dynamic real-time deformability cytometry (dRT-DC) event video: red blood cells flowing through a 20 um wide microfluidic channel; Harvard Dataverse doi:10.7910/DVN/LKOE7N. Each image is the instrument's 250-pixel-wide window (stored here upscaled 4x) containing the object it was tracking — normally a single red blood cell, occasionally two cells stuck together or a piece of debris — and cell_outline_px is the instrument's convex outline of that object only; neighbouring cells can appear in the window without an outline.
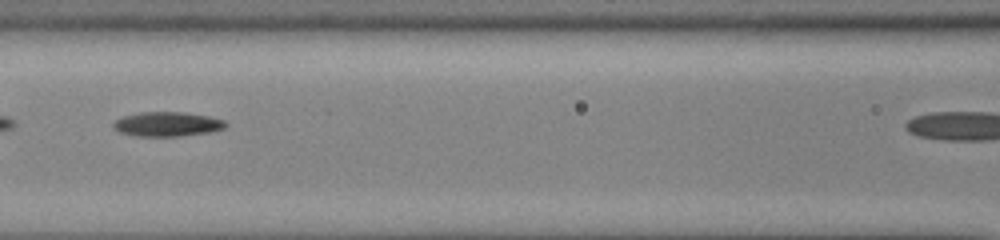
{"species": "common noctule bat (a hibernating species)", "species_latin": "Nyctalus noctula", "temperature_condition": "cold", "stored_images_in_passage": 42, "camera_frame_rate_fps": 3000, "um_per_image_px": 0.085, "animal": {"sex": "male", "body_mass_g": 13.0, "forearm_length_mm": 53.1}, "frame": {"image": 1, "passage_image": 21, "time_ms": 6.667, "image_size_px": [1000, 240], "cell_outline_px": [[228, 124], [224, 128], [208, 132], [176, 136], [136, 136], [120, 132], [112, 124], [116, 120], [124, 116], [140, 112], [184, 112], [208, 116], [224, 120]], "centroid_in_image_um": [14.22, 10.54], "position_along_channel_um": 152.4, "area_um2": 15.78}}
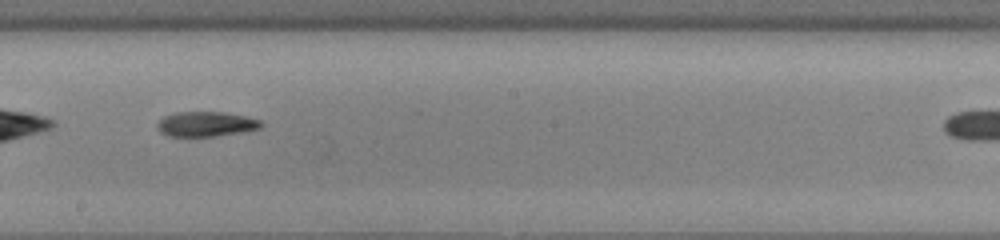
{"frame": {"image": 2, "passage_image": 27, "time_ms": 8.667, "image_size_px": [1000, 240], "cell_outline_px": [[264, 124], [260, 128], [244, 132], [216, 136], [168, 136], [160, 132], [156, 128], [156, 124], [164, 116], [176, 112], [224, 112], [244, 116], [260, 120]], "centroid_in_image_um": [17.5, 10.55], "position_along_channel_um": 230.7, "area_um2": 15.14}}
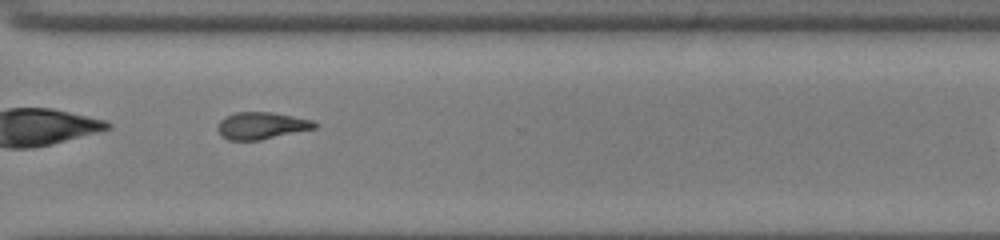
{"frame": {"image": 3, "passage_image": 36, "time_ms": 11.667, "image_size_px": [1000, 240], "cell_outline_px": [[316, 128], [260, 140], [228, 140], [220, 136], [216, 128], [220, 120], [236, 112], [272, 112], [312, 120], [316, 124]], "centroid_in_image_um": [22.18, 10.69], "position_along_channel_um": 348.4, "area_um2": 15.2}}